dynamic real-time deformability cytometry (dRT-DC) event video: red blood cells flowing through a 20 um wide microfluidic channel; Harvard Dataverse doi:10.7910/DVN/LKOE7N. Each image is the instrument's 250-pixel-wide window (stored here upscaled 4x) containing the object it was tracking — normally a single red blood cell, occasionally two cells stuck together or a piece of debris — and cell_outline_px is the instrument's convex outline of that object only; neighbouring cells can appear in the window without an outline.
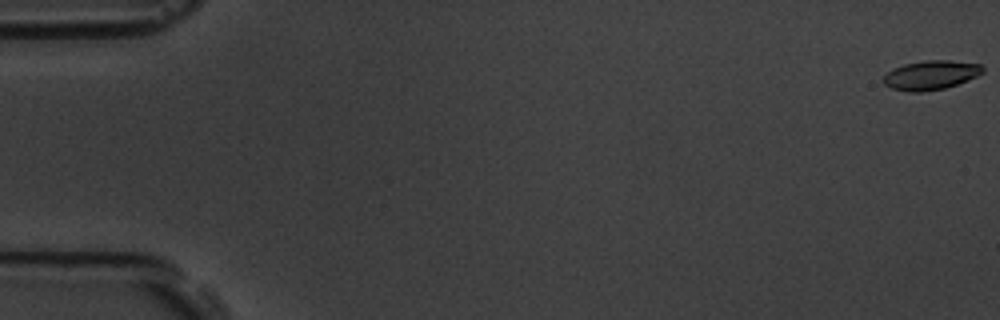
{"species": "common noctule bat (a hibernating species)", "species_latin": "Nyctalus noctula", "temperature_condition": "room temperature", "stored_images_in_passage": 6, "camera_frame_rate_fps": 3000, "um_per_image_px": 0.085, "animal": {"sex": "male", "body_mass_g": 19.5, "forearm_length_mm": 54.6}, "frame": {"image": 1, "passage_image": 1, "time_ms": 0.0, "image_size_px": [1000, 320], "cell_outline_px": [[984, 72], [976, 76], [956, 84], [944, 88], [920, 92], [908, 92], [892, 88], [884, 84], [880, 80], [892, 68], [904, 64], [924, 60], [948, 60], [980, 64], [984, 68]], "centroid_in_image_um": [79.07, 6.38], "position_along_channel_um": 5.9, "area_um2": 16.88}}
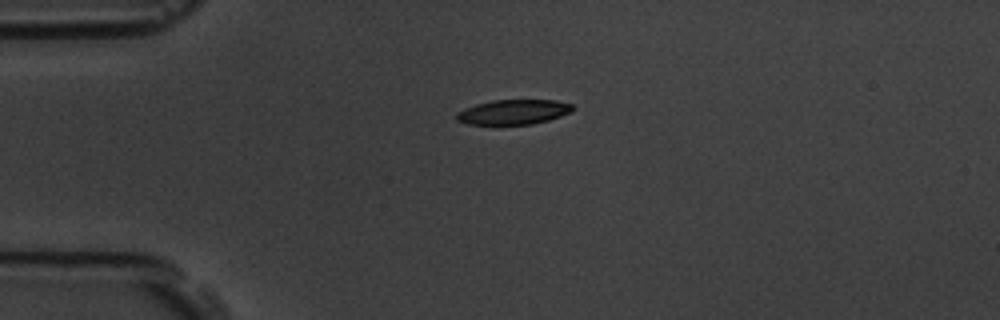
{"frame": {"image": 2, "passage_image": 5, "time_ms": 1.333, "image_size_px": [1000, 320], "cell_outline_px": [[576, 108], [572, 112], [548, 120], [532, 124], [468, 124], [456, 120], [456, 112], [464, 108], [476, 104], [492, 100], [556, 100], [572, 104]], "centroid_in_image_um": [43.65, 9.51], "position_along_channel_um": 41.3, "area_um2": 16.88}}